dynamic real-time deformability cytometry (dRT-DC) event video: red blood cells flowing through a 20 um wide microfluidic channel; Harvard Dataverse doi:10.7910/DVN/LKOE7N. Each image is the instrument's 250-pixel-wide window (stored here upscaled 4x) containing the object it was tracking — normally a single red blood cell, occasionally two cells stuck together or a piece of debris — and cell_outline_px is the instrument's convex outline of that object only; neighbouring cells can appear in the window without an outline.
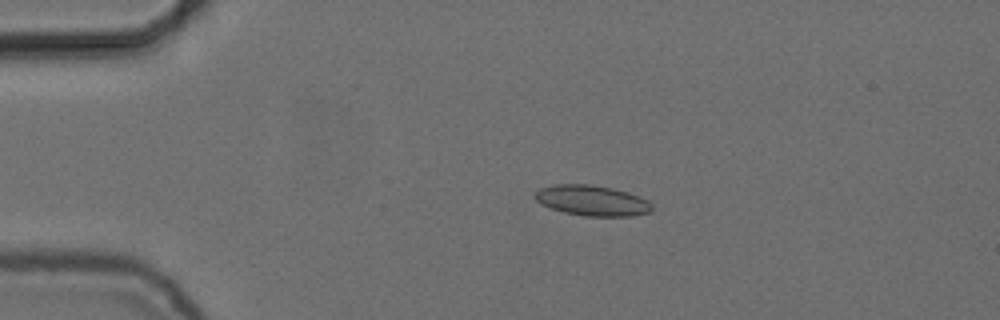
{"species": "common noctule bat (a hibernating species)", "species_latin": "Nyctalus noctula", "temperature_condition": "cold", "stored_images_in_passage": 42, "camera_frame_rate_fps": 3000, "um_per_image_px": 0.085, "animal": {"sex": "female", "body_mass_g": 24.6, "forearm_length_mm": 56.2}, "frame": {"image": 1, "passage_image": 11, "time_ms": 3.333, "image_size_px": [1000, 320], "cell_outline_px": [[652, 212], [632, 216], [584, 216], [564, 212], [552, 208], [536, 200], [532, 196], [540, 188], [556, 184], [592, 184], [612, 188], [628, 192], [648, 200], [652, 204]], "centroid_in_image_um": [50.35, 17.04], "position_along_channel_um": 34.6, "area_um2": 20.81}}
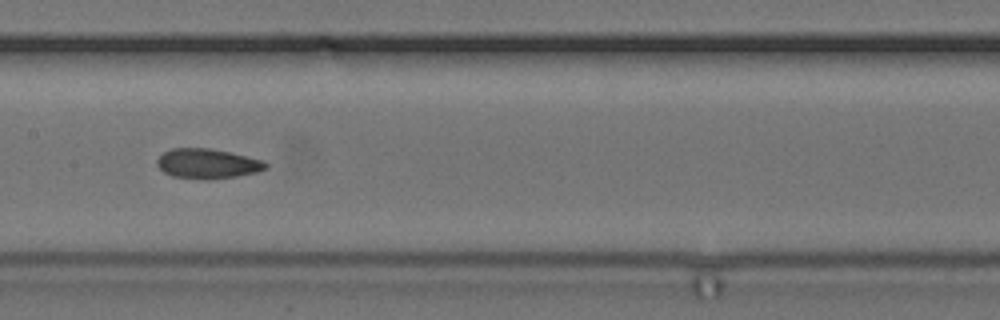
{"frame": {"image": 2, "passage_image": 27, "time_ms": 8.667, "image_size_px": [1000, 320], "cell_outline_px": [[268, 168], [256, 172], [236, 176], [208, 180], [172, 176], [164, 172], [156, 164], [156, 160], [164, 152], [172, 148], [212, 148], [264, 160], [268, 164]], "centroid_in_image_um": [17.64, 13.91], "position_along_channel_um": 189.8, "area_um2": 18.96}}
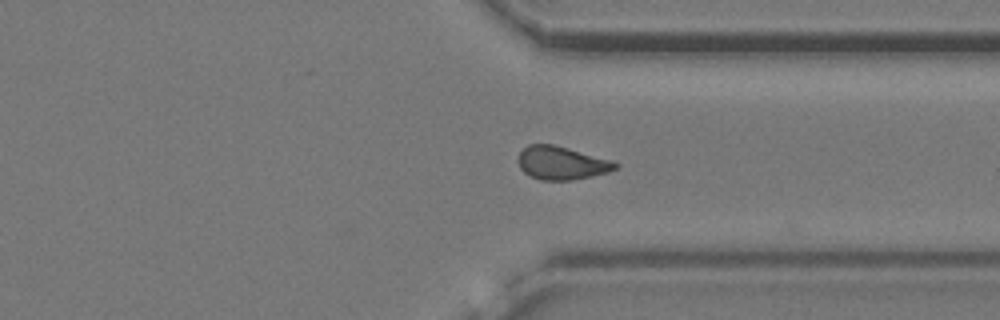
{"frame": {"image": 3, "passage_image": 41, "time_ms": 13.333, "image_size_px": [1000, 320], "cell_outline_px": [[620, 164], [616, 168], [608, 172], [592, 176], [572, 180], [540, 180], [528, 176], [520, 168], [520, 152], [528, 144], [552, 144], [568, 148], [612, 160]], "centroid_in_image_um": [47.75, 13.86], "position_along_channel_um": 363.7, "area_um2": 18.73}}